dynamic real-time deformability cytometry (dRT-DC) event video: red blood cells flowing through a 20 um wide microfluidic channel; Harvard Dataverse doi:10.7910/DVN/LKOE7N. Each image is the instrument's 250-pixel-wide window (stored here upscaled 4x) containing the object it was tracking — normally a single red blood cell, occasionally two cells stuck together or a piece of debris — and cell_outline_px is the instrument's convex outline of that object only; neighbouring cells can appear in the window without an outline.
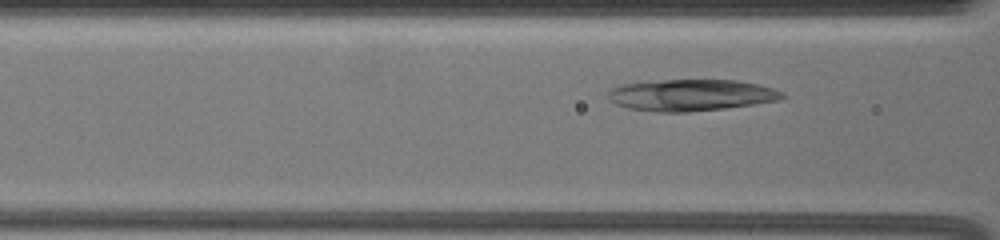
{"species": "common noctule bat (a hibernating species)", "species_latin": "Nyctalus noctula", "temperature_condition": "warm", "stored_images_in_passage": 37, "camera_frame_rate_fps": 3000, "um_per_image_px": 0.085, "animal": {"sex": "female", "body_mass_g": 19.5, "forearm_length_mm": 54.1}, "frame": {"image": 1, "passage_image": 8, "time_ms": 2.333, "image_size_px": [1000, 240], "cell_outline_px": [[784, 96], [776, 100], [752, 104], [724, 108], [688, 112], [660, 112], [628, 108], [616, 104], [608, 100], [608, 92], [612, 88], [620, 84], [664, 80], [736, 80], [756, 84], [772, 88], [784, 92]], "centroid_in_image_um": [58.68, 8.08], "position_along_channel_um": 107.9, "area_um2": 31.73}}
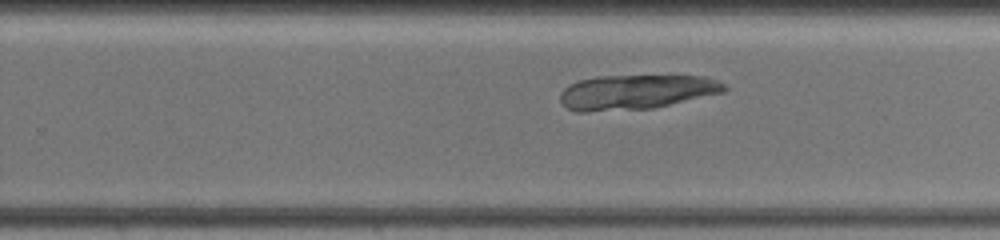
{"frame": {"image": 2, "passage_image": 23, "time_ms": 7.333, "image_size_px": [1000, 240], "cell_outline_px": [[728, 88], [724, 92], [652, 108], [588, 112], [576, 112], [568, 108], [560, 100], [560, 92], [568, 84], [580, 80], [596, 76], [704, 76], [728, 84]], "centroid_in_image_um": [54.06, 7.82], "position_along_channel_um": 275.7, "area_um2": 33.18}}
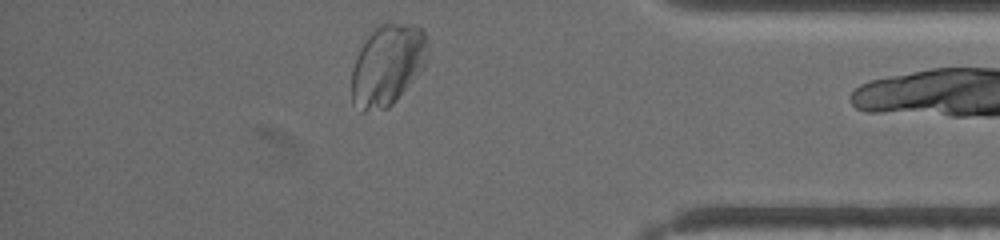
{"frame": {"image": 3, "passage_image": 36, "time_ms": 11.667, "image_size_px": [1000, 240], "cell_outline_px": [[428, 56], [424, 68], [396, 100], [388, 108], [364, 112], [352, 104], [352, 68], [356, 56], [368, 32], [372, 28], [388, 20], [416, 24], [424, 32], [428, 40]], "centroid_in_image_um": [32.95, 5.46], "position_along_channel_um": 402.3, "area_um2": 36.88}}